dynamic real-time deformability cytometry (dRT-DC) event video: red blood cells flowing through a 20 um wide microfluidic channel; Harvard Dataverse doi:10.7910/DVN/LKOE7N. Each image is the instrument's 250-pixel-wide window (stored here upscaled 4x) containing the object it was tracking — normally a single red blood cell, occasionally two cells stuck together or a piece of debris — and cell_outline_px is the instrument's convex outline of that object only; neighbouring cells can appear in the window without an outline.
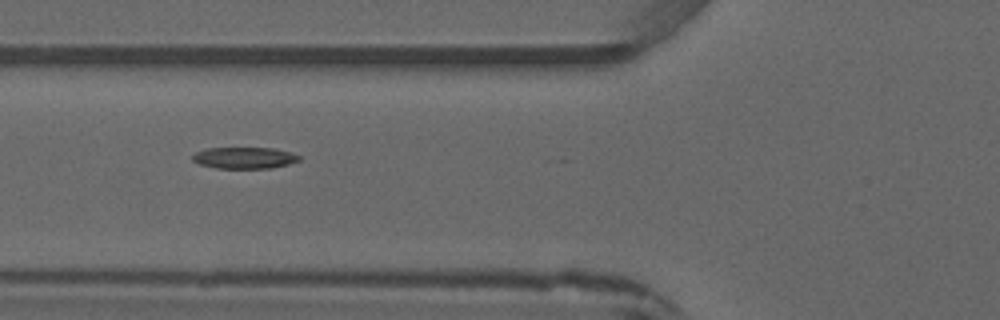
{"species": "common noctule bat (a hibernating species)", "species_latin": "Nyctalus noctula", "temperature_condition": "warm", "stored_images_in_passage": 7, "camera_frame_rate_fps": 3000, "um_per_image_px": 0.085, "animal": {"sex": "male", "forearm_length_mm": 52.5}, "frame": {"image": 1, "passage_image": 6, "time_ms": 5.667, "image_size_px": [1000, 320], "cell_outline_px": [[300, 160], [288, 164], [272, 168], [216, 168], [200, 164], [192, 160], [192, 156], [196, 152], [208, 148], [272, 148], [292, 152], [300, 156]], "centroid_in_image_um": [20.79, 13.41], "position_along_channel_um": 105.0, "area_um2": 13.29}}